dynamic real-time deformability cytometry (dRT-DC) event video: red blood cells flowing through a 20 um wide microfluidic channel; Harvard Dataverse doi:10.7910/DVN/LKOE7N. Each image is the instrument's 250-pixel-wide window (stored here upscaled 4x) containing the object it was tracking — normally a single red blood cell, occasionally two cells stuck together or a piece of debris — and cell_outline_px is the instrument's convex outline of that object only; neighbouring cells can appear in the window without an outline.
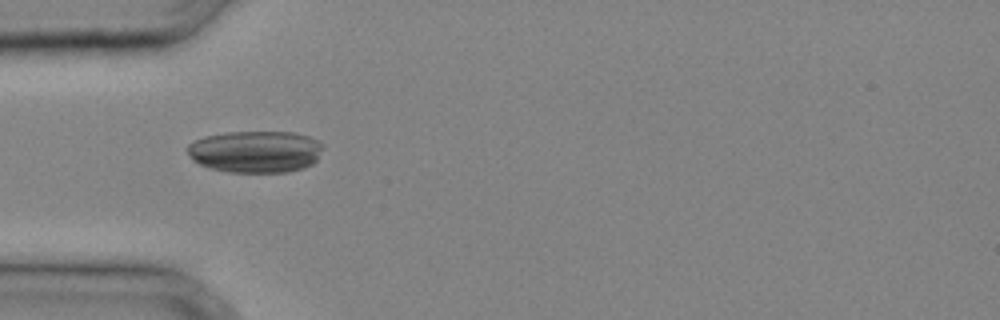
{"species": "common noctule bat (a hibernating species)", "species_latin": "Nyctalus noctula", "temperature_condition": "cold", "stored_images_in_passage": 23, "camera_frame_rate_fps": 3000, "um_per_image_px": 0.085, "animal": {"sex": "male", "body_mass_g": 20.4}, "frame": {"image": 1, "passage_image": 1, "time_ms": 0.0, "image_size_px": [1000, 320], "cell_outline_px": [[324, 144], [316, 160], [312, 164], [304, 168], [288, 172], [228, 172], [208, 168], [192, 160], [188, 152], [188, 144], [204, 136], [228, 132], [292, 132], [308, 136]], "centroid_in_image_um": [21.71, 12.89], "position_along_channel_um": 63.3, "area_um2": 33.18}}
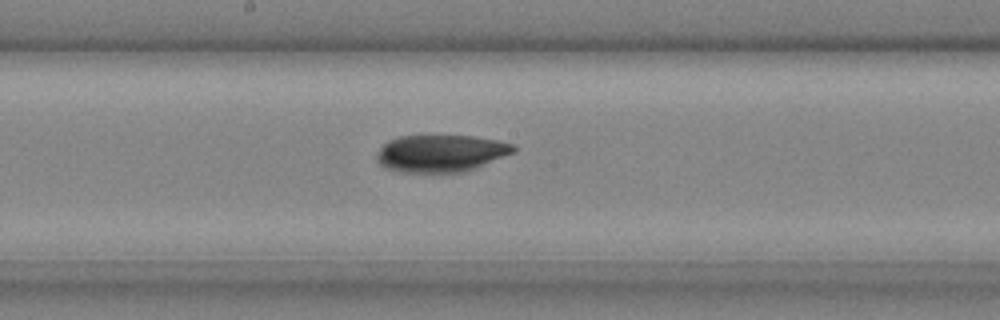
{"frame": {"image": 2, "passage_image": 9, "time_ms": 2.667, "image_size_px": [1000, 320], "cell_outline_px": [[516, 152], [476, 168], [464, 172], [400, 172], [384, 168], [376, 160], [376, 152], [388, 140], [396, 136], [472, 136], [496, 140], [512, 144], [516, 148]], "centroid_in_image_um": [37.45, 13.04], "position_along_channel_um": 210.8, "area_um2": 29.77}}
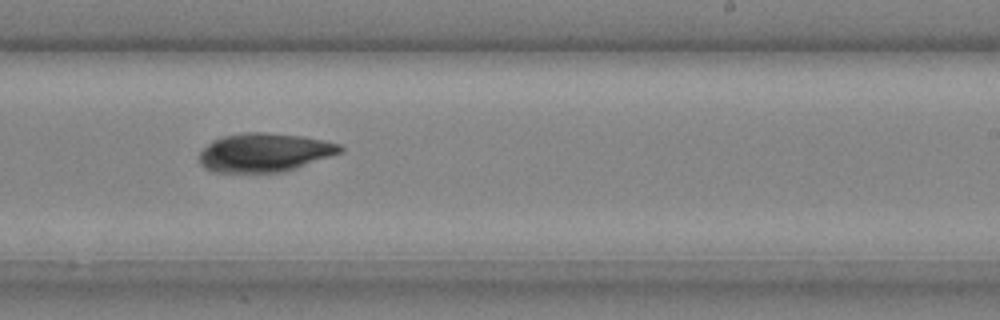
{"frame": {"image": 3, "passage_image": 12, "time_ms": 3.667, "image_size_px": [1000, 320], "cell_outline_px": [[344, 152], [284, 172], [212, 172], [204, 168], [200, 164], [200, 152], [212, 140], [224, 136], [244, 132], [264, 132], [300, 136], [340, 144], [344, 148]], "centroid_in_image_um": [22.48, 12.97], "position_along_channel_um": 266.5, "area_um2": 31.73}}